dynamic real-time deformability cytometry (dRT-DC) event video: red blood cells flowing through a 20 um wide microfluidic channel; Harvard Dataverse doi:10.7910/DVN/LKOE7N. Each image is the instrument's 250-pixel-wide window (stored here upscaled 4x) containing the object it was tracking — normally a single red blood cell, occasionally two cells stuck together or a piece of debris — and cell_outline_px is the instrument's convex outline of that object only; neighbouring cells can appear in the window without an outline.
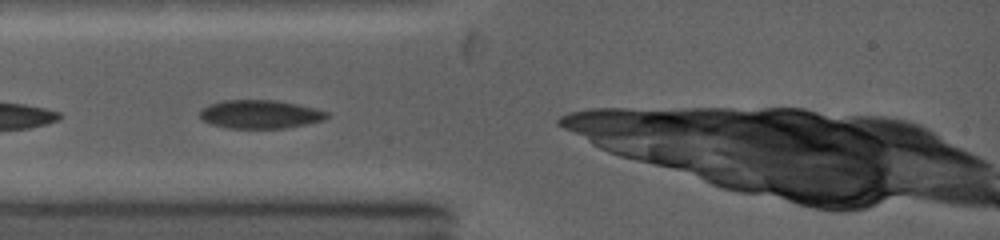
{"species": "common noctule bat (a hibernating species)", "species_latin": "Nyctalus noctula", "temperature_condition": "warm", "stored_images_in_passage": 4, "camera_frame_rate_fps": 5000, "um_per_image_px": 0.085, "animal": {"sex": "female", "body_mass_g": 19.0, "forearm_length_mm": 53.3}, "frame": {"image": 1, "passage_image": 3, "time_ms": 0.4, "image_size_px": [1000, 240], "cell_outline_px": [[328, 116], [324, 120], [308, 124], [284, 128], [228, 128], [208, 124], [200, 116], [200, 108], [208, 104], [224, 100], [276, 100], [316, 108], [328, 112]], "centroid_in_image_um": [22.09, 9.71], "position_along_channel_um": 62.9, "area_um2": 21.21}}